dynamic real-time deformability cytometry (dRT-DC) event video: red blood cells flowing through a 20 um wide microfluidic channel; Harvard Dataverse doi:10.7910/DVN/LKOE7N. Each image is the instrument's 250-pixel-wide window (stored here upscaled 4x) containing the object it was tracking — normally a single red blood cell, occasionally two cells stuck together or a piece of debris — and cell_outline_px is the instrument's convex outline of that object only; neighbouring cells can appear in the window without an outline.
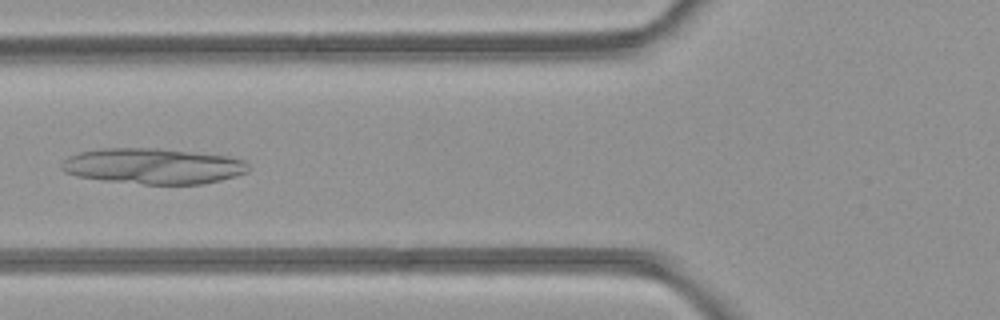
{"species": "common noctule bat (a hibernating species)", "species_latin": "Nyctalus noctula", "temperature_condition": "room temperature", "stored_images_in_passage": 9, "camera_frame_rate_fps": 3000, "um_per_image_px": 0.085, "animal": {"sex": "female", "body_mass_g": 21.9}, "frame": {"image": 1, "passage_image": 4, "time_ms": 1.0, "image_size_px": [1000, 320], "cell_outline_px": [[252, 168], [248, 172], [236, 176], [204, 184], [144, 184], [104, 180], [76, 176], [64, 172], [60, 168], [60, 164], [68, 156], [80, 152], [100, 148], [156, 148], [228, 156], [244, 160]], "centroid_in_image_um": [13.02, 14.12], "position_along_channel_um": 112.8, "area_um2": 39.02}}